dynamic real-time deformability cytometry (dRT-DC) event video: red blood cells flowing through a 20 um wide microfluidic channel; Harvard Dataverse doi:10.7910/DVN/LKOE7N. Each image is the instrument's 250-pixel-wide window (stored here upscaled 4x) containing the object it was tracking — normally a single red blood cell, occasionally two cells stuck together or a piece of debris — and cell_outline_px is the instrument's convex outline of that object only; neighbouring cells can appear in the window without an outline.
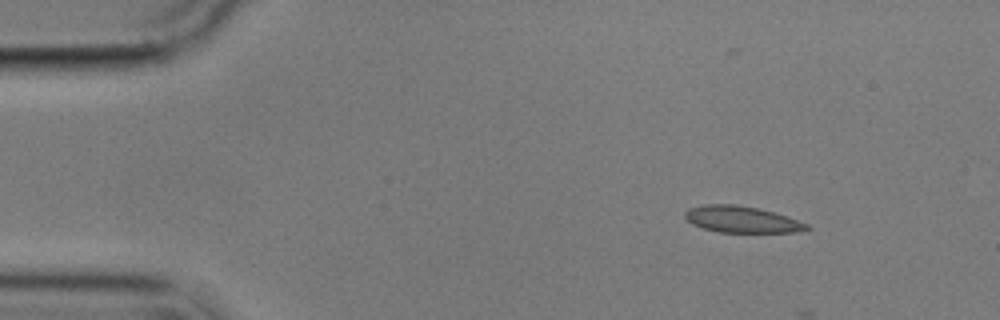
{"species": "common noctule bat (a hibernating species)", "species_latin": "Nyctalus noctula", "temperature_condition": "cold", "stored_images_in_passage": 4, "camera_frame_rate_fps": 3000, "um_per_image_px": 0.085, "animal": {"sex": "male", "body_mass_g": 17.9}, "frame": {"image": 1, "passage_image": 1, "time_ms": 0.0, "image_size_px": [1000, 320], "cell_outline_px": [[812, 228], [796, 232], [720, 232], [704, 228], [692, 224], [684, 216], [684, 212], [688, 208], [704, 204], [736, 204], [756, 208], [772, 212], [808, 224]], "centroid_in_image_um": [63.0, 18.64], "position_along_channel_um": 22.0, "area_um2": 18.55}}